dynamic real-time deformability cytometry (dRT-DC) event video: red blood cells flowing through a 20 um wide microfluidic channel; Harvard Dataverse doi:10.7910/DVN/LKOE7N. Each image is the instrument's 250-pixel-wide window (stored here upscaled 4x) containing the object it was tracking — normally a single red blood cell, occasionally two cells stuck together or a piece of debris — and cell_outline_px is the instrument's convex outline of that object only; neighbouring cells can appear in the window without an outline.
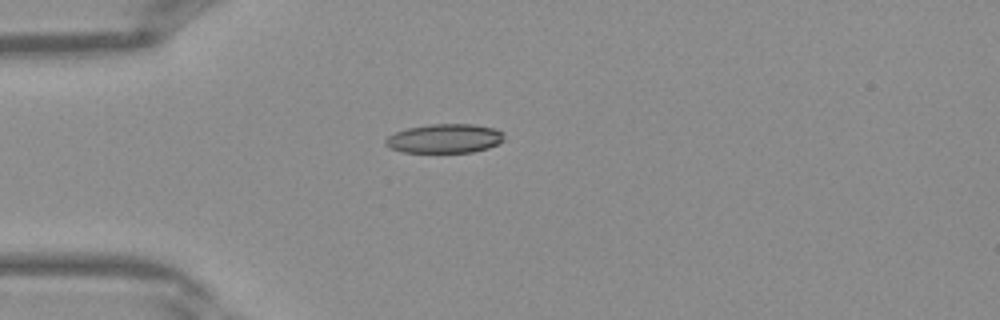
{"species": "Egyptian fruit bat (a non-hibernating species)", "species_latin": "Rousettus aegyptiacus", "temperature_condition": "warm", "stored_images_in_passage": 30, "camera_frame_rate_fps": 3000, "um_per_image_px": 0.085, "frame": {"image": 1, "passage_image": 1, "time_ms": 0.0, "image_size_px": [1000, 320], "cell_outline_px": [[504, 140], [500, 144], [488, 148], [472, 152], [404, 152], [392, 148], [384, 144], [384, 140], [388, 136], [396, 132], [408, 128], [432, 124], [472, 124], [492, 128], [504, 132]], "centroid_in_image_um": [37.83, 11.77], "position_along_channel_um": 47.2, "area_um2": 20.06}}
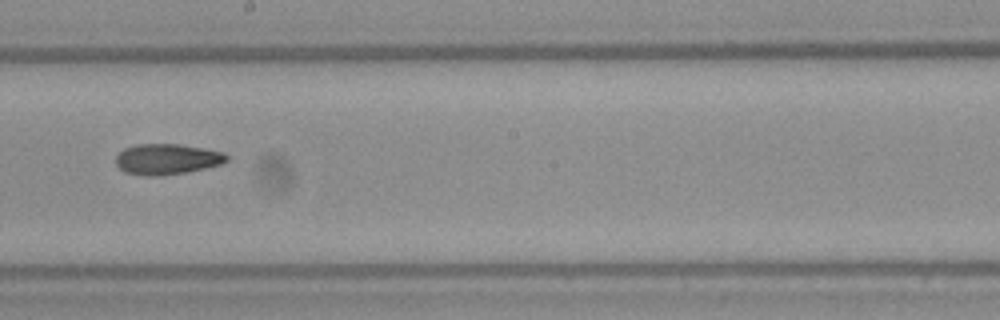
{"frame": {"image": 2, "passage_image": 13, "time_ms": 4.0, "image_size_px": [1000, 320], "cell_outline_px": [[228, 160], [220, 164], [204, 168], [184, 172], [156, 176], [148, 176], [124, 172], [116, 164], [116, 156], [124, 148], [136, 144], [180, 144], [204, 148], [224, 152], [228, 156]], "centroid_in_image_um": [14.18, 13.51], "position_along_channel_um": 234.0, "area_um2": 19.71}}
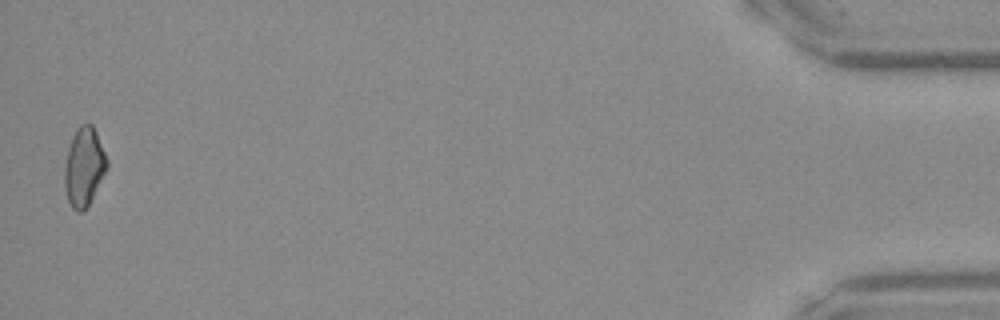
{"frame": {"image": 3, "passage_image": 30, "time_ms": 9.667, "image_size_px": [1000, 320], "cell_outline_px": [[108, 168], [88, 204], [80, 212], [76, 212], [72, 208], [68, 200], [64, 188], [64, 164], [68, 148], [72, 136], [80, 124], [92, 124], [96, 132], [108, 160]], "centroid_in_image_um": [7.13, 14.17], "position_along_channel_um": 428.1, "area_um2": 19.36}}